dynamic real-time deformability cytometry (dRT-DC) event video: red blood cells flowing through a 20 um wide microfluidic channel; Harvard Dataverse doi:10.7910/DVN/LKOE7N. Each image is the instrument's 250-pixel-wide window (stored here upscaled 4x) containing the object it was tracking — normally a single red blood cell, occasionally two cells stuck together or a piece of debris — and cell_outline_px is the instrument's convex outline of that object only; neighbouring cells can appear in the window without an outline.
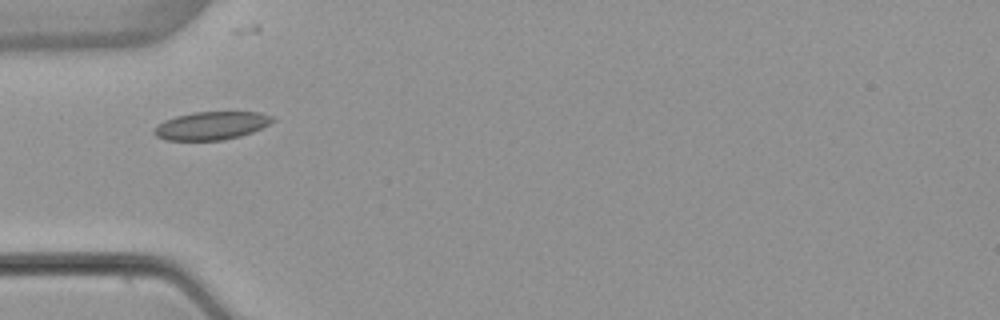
{"species": "common noctule bat (a hibernating species)", "species_latin": "Nyctalus noctula", "temperature_condition": "warm", "stored_images_in_passage": 6, "camera_frame_rate_fps": 3000, "um_per_image_px": 0.085, "animal": {"sex": "female", "body_mass_g": 22.7, "forearm_length_mm": 54.2}, "frame": {"image": 1, "passage_image": 3, "time_ms": 3.333, "image_size_px": [1000, 320], "cell_outline_px": [[276, 120], [252, 132], [240, 136], [224, 140], [164, 140], [156, 136], [152, 132], [152, 128], [164, 120], [176, 116], [192, 112], [260, 112], [272, 116]], "centroid_in_image_um": [17.93, 10.68], "position_along_channel_um": 67.1, "area_um2": 19.48}}
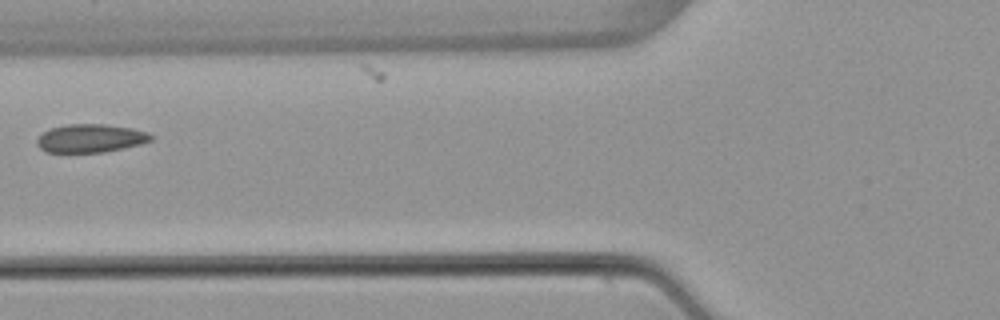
{"frame": {"image": 2, "passage_image": 4, "time_ms": 4.667, "image_size_px": [1000, 320], "cell_outline_px": [[156, 136], [152, 140], [140, 144], [124, 148], [104, 152], [48, 152], [40, 148], [36, 144], [36, 140], [44, 132], [52, 128], [68, 124], [104, 124], [132, 128], [148, 132]], "centroid_in_image_um": [7.74, 11.75], "position_along_channel_um": 118.1, "area_um2": 18.79}}
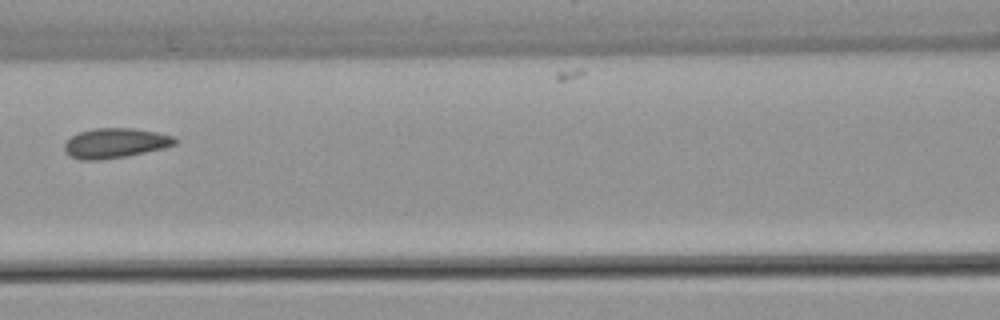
{"frame": {"image": 3, "passage_image": 5, "time_ms": 5.667, "image_size_px": [1000, 320], "cell_outline_px": [[176, 144], [164, 148], [128, 156], [100, 160], [80, 160], [72, 156], [64, 148], [64, 144], [72, 136], [80, 132], [96, 128], [136, 128], [156, 132], [172, 136], [176, 140]], "centroid_in_image_um": [9.81, 12.16], "position_along_channel_um": 156.8, "area_um2": 19.07}}